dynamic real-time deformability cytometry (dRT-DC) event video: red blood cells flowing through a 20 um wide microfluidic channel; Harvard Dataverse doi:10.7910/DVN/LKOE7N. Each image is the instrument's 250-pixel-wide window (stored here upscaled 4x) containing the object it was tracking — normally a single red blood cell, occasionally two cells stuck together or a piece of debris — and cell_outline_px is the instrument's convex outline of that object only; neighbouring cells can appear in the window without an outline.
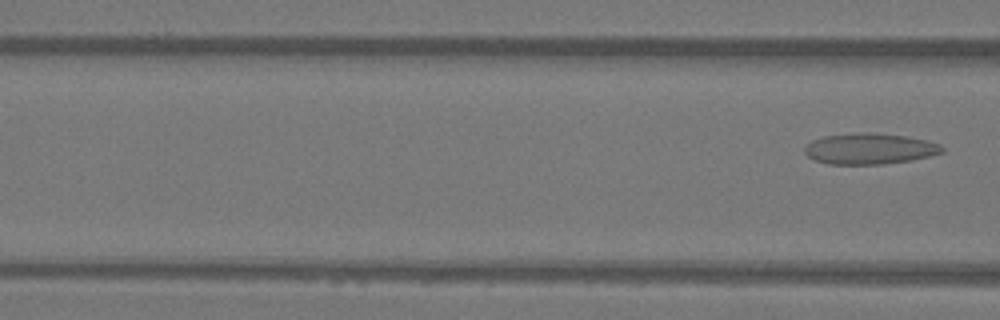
{"species": "Egyptian fruit bat (a non-hibernating species)", "species_latin": "Rousettus aegyptiacus", "temperature_condition": "warm", "stored_images_in_passage": 7, "segment_of_instrument_passage": [2, 2], "camera_frame_rate_fps": 3000, "um_per_image_px": 0.085, "animal": {"sex": "female"}, "frame": {"image": 1, "passage_image": 7, "time_ms": 2.0, "image_size_px": [1000, 320], "cell_outline_px": [[944, 152], [912, 160], [884, 164], [828, 164], [812, 160], [804, 152], [804, 148], [812, 140], [824, 136], [868, 132], [872, 132], [904, 136], [928, 140], [940, 144], [944, 148]], "centroid_in_image_um": [73.92, 12.65], "position_along_channel_um": 92.7, "area_um2": 24.8}}